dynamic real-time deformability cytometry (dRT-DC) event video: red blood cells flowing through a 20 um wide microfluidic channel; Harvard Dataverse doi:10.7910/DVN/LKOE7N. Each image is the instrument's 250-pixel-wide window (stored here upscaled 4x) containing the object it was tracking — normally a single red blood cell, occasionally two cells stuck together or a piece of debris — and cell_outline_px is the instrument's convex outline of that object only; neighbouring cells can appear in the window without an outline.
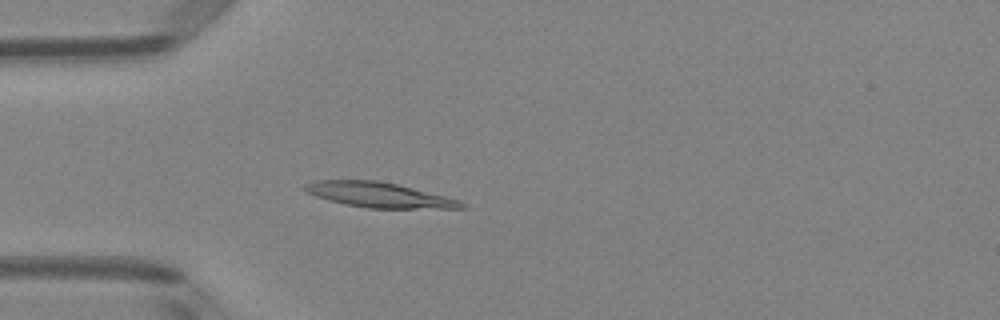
{"species": "Egyptian fruit bat (a non-hibernating species)", "species_latin": "Rousettus aegyptiacus", "temperature_condition": "room temperature", "stored_images_in_passage": 50, "camera_frame_rate_fps": 3000, "um_per_image_px": 0.085, "animal": {"sex": "female"}, "frame": {"image": 1, "passage_image": 14, "time_ms": 4.333, "image_size_px": [1000, 320], "cell_outline_px": [[468, 208], [368, 208], [344, 204], [328, 200], [304, 192], [300, 188], [304, 184], [316, 180], [376, 180], [396, 184], [460, 200], [468, 204]], "centroid_in_image_um": [32.17, 16.57], "position_along_channel_um": 52.8, "area_um2": 22.89}}
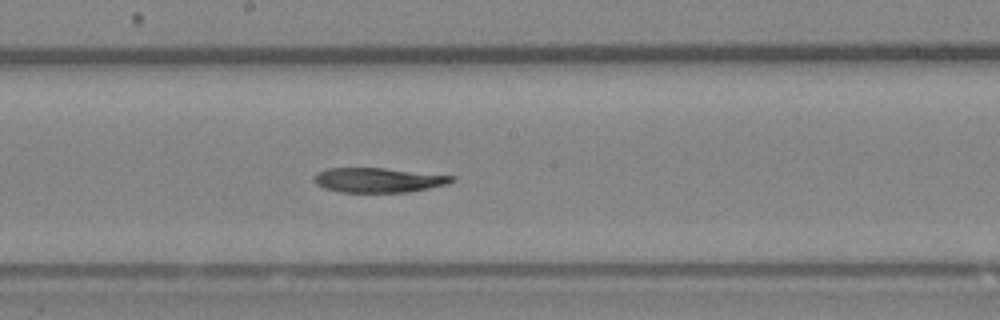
{"frame": {"image": 2, "passage_image": 27, "time_ms": 8.667, "image_size_px": [1000, 320], "cell_outline_px": [[456, 180], [448, 184], [408, 192], [340, 192], [324, 188], [316, 184], [312, 180], [312, 176], [316, 172], [324, 168], [384, 168], [456, 176]], "centroid_in_image_um": [32.12, 15.3], "position_along_channel_um": 216.1, "area_um2": 20.0}}
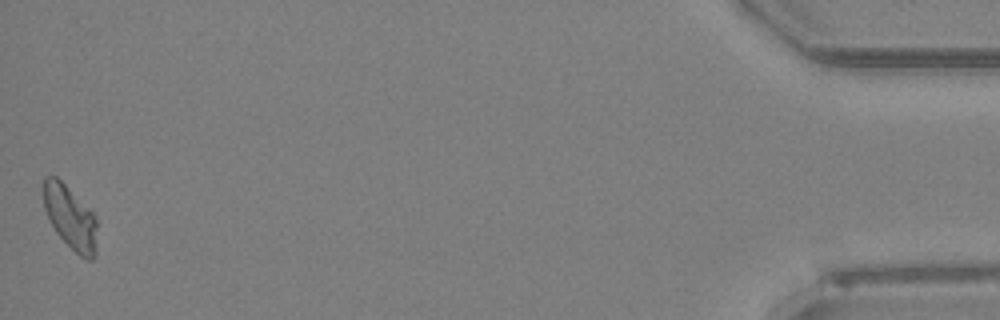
{"frame": {"image": 3, "passage_image": 50, "time_ms": 16.333, "image_size_px": [1000, 320], "cell_outline_px": [[96, 256], [92, 260], [88, 260], [80, 256], [56, 232], [44, 208], [44, 176], [56, 176], [92, 212], [96, 220]], "centroid_in_image_um": [5.98, 18.51], "position_along_channel_um": 429.2, "area_um2": 19.31}}